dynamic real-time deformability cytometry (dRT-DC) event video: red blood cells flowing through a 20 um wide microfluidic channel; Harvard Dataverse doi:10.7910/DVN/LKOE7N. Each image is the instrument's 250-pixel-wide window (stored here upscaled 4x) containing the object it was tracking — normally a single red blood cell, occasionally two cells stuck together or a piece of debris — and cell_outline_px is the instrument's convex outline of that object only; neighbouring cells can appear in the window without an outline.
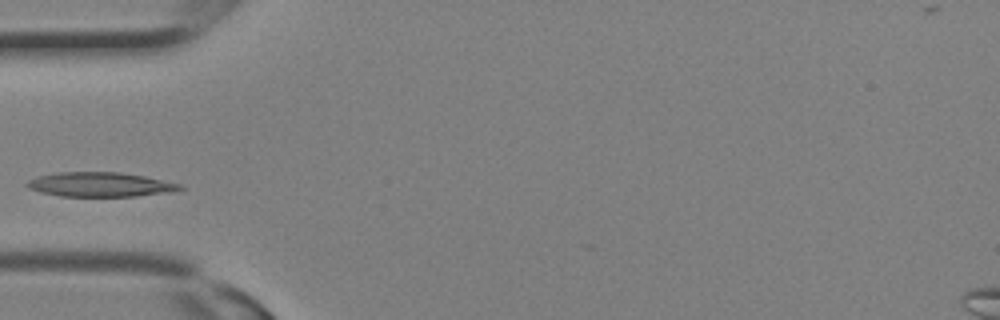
{"species": "Egyptian fruit bat (a non-hibernating species)", "species_latin": "Rousettus aegyptiacus", "temperature_condition": "room temperature", "stored_images_in_passage": 6, "camera_frame_rate_fps": 3000, "um_per_image_px": 0.085, "animal": {"sex": "female"}, "frame": {"image": 1, "passage_image": 5, "time_ms": 1.333, "image_size_px": [1000, 320], "cell_outline_px": [[184, 188], [172, 192], [136, 196], [60, 196], [40, 192], [28, 188], [24, 184], [28, 180], [36, 176], [56, 172], [120, 172], [144, 176], [184, 184]], "centroid_in_image_um": [8.52, 15.68], "position_along_channel_um": 76.5, "area_um2": 22.02}}